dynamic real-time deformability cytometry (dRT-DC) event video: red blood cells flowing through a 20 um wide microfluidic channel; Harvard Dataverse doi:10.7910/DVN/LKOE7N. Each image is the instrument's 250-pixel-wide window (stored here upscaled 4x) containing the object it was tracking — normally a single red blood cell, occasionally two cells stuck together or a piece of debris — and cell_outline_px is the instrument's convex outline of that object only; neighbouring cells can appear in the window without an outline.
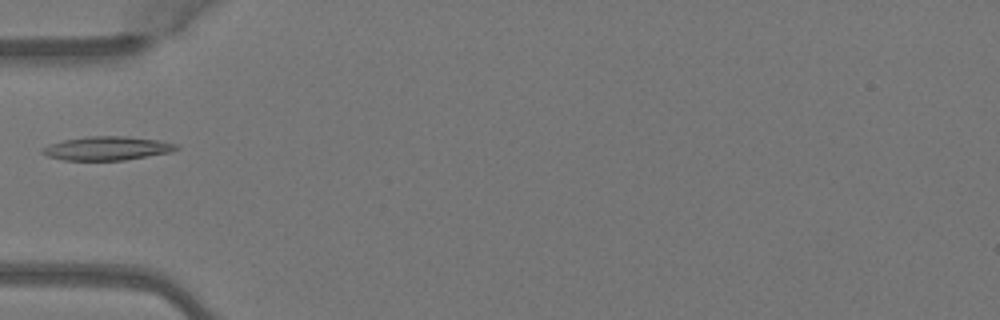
{"species": "Egyptian fruit bat (a non-hibernating species)", "species_latin": "Rousettus aegyptiacus", "temperature_condition": "warm", "stored_images_in_passage": 2, "camera_frame_rate_fps": 3000, "um_per_image_px": 0.085, "animal": {"sex": "female"}, "frame": {"image": 1, "passage_image": 1, "time_ms": 0.0, "image_size_px": [1000, 320], "cell_outline_px": [[180, 148], [172, 152], [124, 160], [64, 160], [48, 156], [40, 152], [40, 148], [48, 144], [64, 140], [88, 136], [124, 136], [156, 140], [176, 144]], "centroid_in_image_um": [9.07, 12.61], "position_along_channel_um": 75.9, "area_um2": 18.5}}
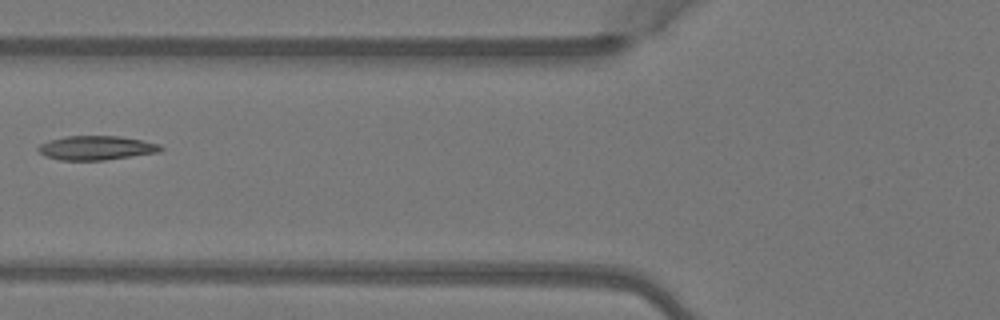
{"frame": {"image": 2, "passage_image": 2, "time_ms": 0.333, "image_size_px": [1000, 320], "cell_outline_px": [[164, 148], [160, 152], [104, 160], [60, 160], [44, 156], [36, 148], [40, 144], [48, 140], [64, 136], [120, 136], [160, 144]], "centroid_in_image_um": [8.16, 12.57], "position_along_channel_um": 117.6, "area_um2": 17.28}}